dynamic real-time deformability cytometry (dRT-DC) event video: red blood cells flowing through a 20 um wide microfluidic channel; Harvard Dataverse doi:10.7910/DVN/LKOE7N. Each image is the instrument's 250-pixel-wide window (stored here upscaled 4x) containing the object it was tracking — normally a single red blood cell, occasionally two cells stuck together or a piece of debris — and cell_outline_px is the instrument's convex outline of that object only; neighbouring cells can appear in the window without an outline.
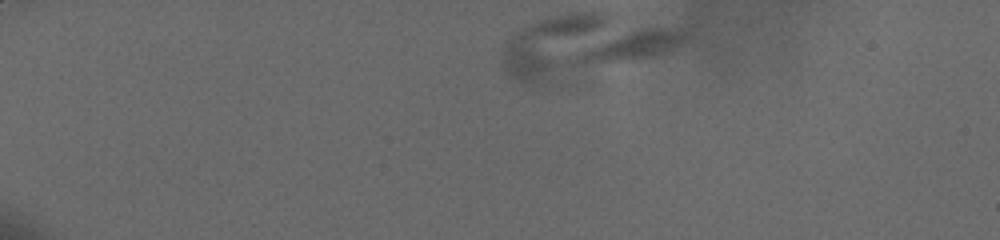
{"species": "human", "species_latin": "Homo sapiens", "temperature_condition": "cold", "stored_images_in_passage": 4, "camera_frame_rate_fps": 3000, "um_per_image_px": 0.085, "donor": {"sex": "male"}, "frame": {"image": 1, "passage_image": 1, "time_ms": 0.0, "image_size_px": [1000, 240], "cell_outline_px": [[692, 36], [688, 40], [664, 52], [652, 56], [620, 60], [584, 64], [572, 64], [564, 60], [608, 36], [636, 28], [680, 28], [692, 32]], "centroid_in_image_um": [53.69, 3.84], "position_along_channel_um": 31.3, "area_um2": 19.19}}